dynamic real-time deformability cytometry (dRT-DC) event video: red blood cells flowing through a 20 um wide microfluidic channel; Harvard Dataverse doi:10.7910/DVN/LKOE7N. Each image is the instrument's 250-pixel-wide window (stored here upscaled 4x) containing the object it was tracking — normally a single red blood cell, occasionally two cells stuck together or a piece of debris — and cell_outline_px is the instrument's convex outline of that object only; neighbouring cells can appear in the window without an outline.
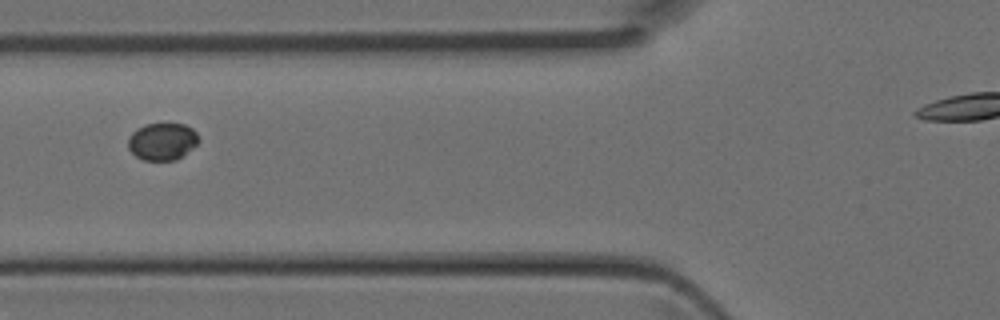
{"species": "Egyptian fruit bat (a non-hibernating species)", "species_latin": "Rousettus aegyptiacus", "temperature_condition": "room temperature", "stored_images_in_passage": 16, "camera_frame_rate_fps": 3000, "um_per_image_px": 0.085, "animal": {"sex": "female"}, "frame": {"image": 1, "passage_image": 3, "time_ms": 0.667, "image_size_px": [1000, 320], "cell_outline_px": [[200, 140], [192, 148], [176, 160], [144, 160], [136, 156], [128, 148], [128, 140], [132, 132], [136, 128], [144, 124], [184, 124], [192, 128], [196, 132]], "centroid_in_image_um": [13.79, 12.02], "position_along_channel_um": 112.0, "area_um2": 15.26}}
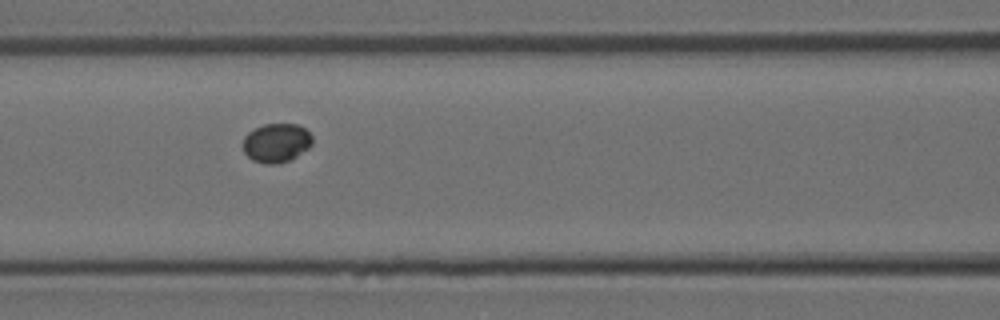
{"frame": {"image": 2, "passage_image": 5, "time_ms": 1.333, "image_size_px": [1000, 320], "cell_outline_px": [[312, 144], [308, 148], [296, 156], [288, 160], [276, 164], [264, 164], [252, 160], [244, 152], [244, 136], [248, 132], [264, 124], [296, 124], [304, 128], [312, 136]], "centroid_in_image_um": [23.49, 12.14], "position_along_channel_um": 143.1, "area_um2": 15.61}}